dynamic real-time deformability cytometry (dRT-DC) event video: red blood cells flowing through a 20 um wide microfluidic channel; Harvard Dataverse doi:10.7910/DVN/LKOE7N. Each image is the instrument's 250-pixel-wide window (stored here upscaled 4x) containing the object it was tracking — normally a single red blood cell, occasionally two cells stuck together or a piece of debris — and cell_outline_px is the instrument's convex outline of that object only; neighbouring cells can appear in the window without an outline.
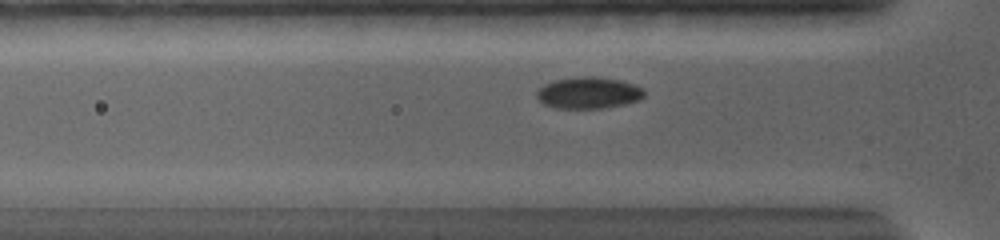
{"species": "common noctule bat (a hibernating species)", "species_latin": "Nyctalus noctula", "temperature_condition": "warm", "stored_images_in_passage": 65, "camera_frame_rate_fps": 5000, "um_per_image_px": 0.085, "animal": {"sex": "female", "body_mass_g": 19.0, "forearm_length_mm": 56.7}, "frame": {"image": 1, "passage_image": 23, "time_ms": 3.0, "image_size_px": [1000, 240], "cell_outline_px": [[644, 96], [640, 100], [624, 104], [604, 108], [556, 108], [544, 104], [536, 96], [536, 92], [544, 84], [552, 80], [584, 76], [592, 76], [620, 80], [644, 88]], "centroid_in_image_um": [50.03, 7.89], "position_along_channel_um": 75.8, "area_um2": 19.77}}
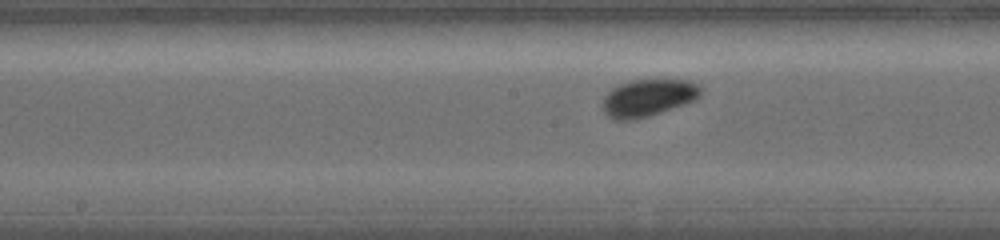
{"frame": {"image": 2, "passage_image": 37, "time_ms": 6.2, "image_size_px": [1000, 240], "cell_outline_px": [[704, 88], [700, 96], [696, 100], [660, 112], [632, 120], [616, 120], [608, 116], [604, 112], [604, 96], [612, 88], [628, 80], [688, 80], [700, 84]], "centroid_in_image_um": [55.13, 8.29], "position_along_channel_um": 193.1, "area_um2": 21.21}}
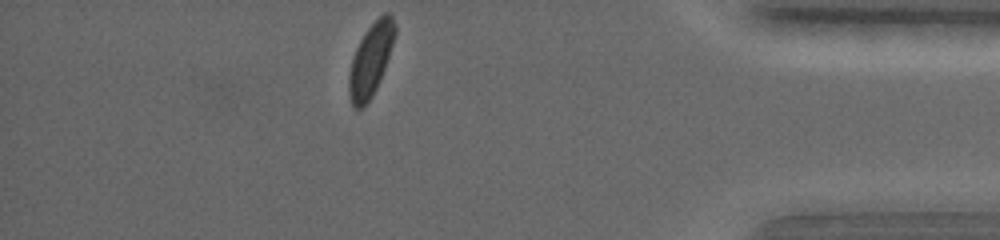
{"frame": {"image": 3, "passage_image": 65, "time_ms": 13.0, "image_size_px": [1000, 240], "cell_outline_px": [[396, 32], [384, 68], [376, 88], [372, 96], [360, 108], [352, 108], [348, 96], [348, 76], [352, 60], [356, 48], [360, 40], [368, 28], [384, 12], [388, 12], [392, 16], [396, 24]], "centroid_in_image_um": [31.49, 5.09], "position_along_channel_um": 403.7, "area_um2": 19.13}, "authors_computed_cell_mechanics": {"area_um2": 19.8254, "velocity_mm_per_s": 3.6733, "shape_relaxation_time_tau1_ms": 1.5281, "shape_relaxation_time_tau2_ms": null, "deformation_change_tau1": 0.0672, "deformation_change_tau2": null}}